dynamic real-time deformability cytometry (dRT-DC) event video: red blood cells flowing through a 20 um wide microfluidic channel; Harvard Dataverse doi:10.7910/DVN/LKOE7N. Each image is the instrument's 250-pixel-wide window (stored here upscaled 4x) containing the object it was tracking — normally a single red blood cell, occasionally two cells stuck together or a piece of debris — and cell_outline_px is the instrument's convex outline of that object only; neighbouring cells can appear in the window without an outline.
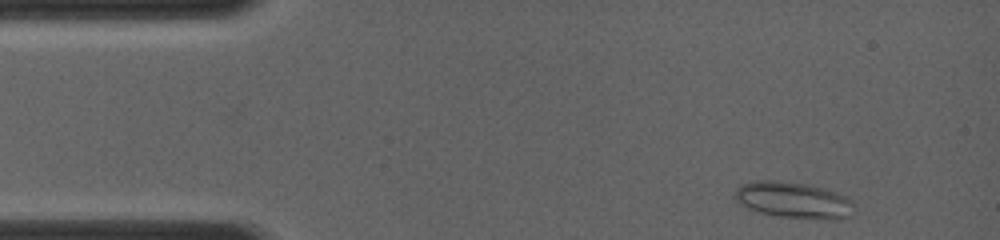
{"species": "common noctule bat (a hibernating species)", "species_latin": "Nyctalus noctula", "temperature_condition": "room temperature", "stored_images_in_passage": 23, "camera_frame_rate_fps": 4000, "um_per_image_px": 0.085, "animal": {"sex": "female", "body_mass_g": 19.0, "forearm_length_mm": 56.7}, "frame": {"image": 1, "passage_image": 1, "time_ms": 0.0, "image_size_px": [1000, 240], "cell_outline_px": [[852, 216], [836, 220], [784, 216], [764, 212], [752, 208], [736, 200], [732, 196], [736, 188], [740, 184], [756, 180], [772, 180], [808, 184], [824, 188], [848, 196], [852, 200]], "centroid_in_image_um": [67.49, 16.98], "position_along_channel_um": 17.5, "area_um2": 24.91}}
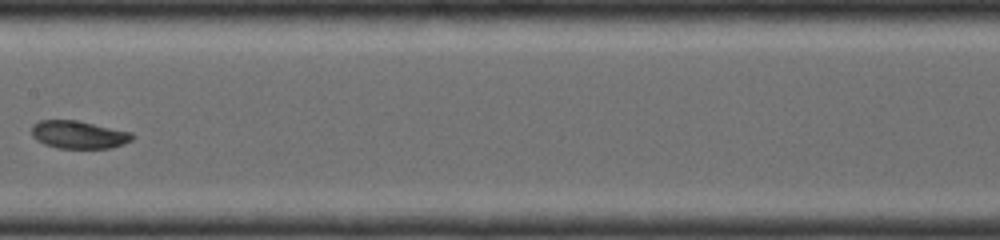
{"frame": {"image": 2, "passage_image": 12, "time_ms": 5.75, "image_size_px": [1000, 240], "cell_outline_px": [[136, 136], [132, 140], [124, 144], [112, 148], [56, 148], [44, 144], [36, 140], [32, 136], [32, 124], [40, 120], [76, 120], [132, 132]], "centroid_in_image_um": [6.7, 11.45], "position_along_channel_um": 200.7, "area_um2": 16.47}}
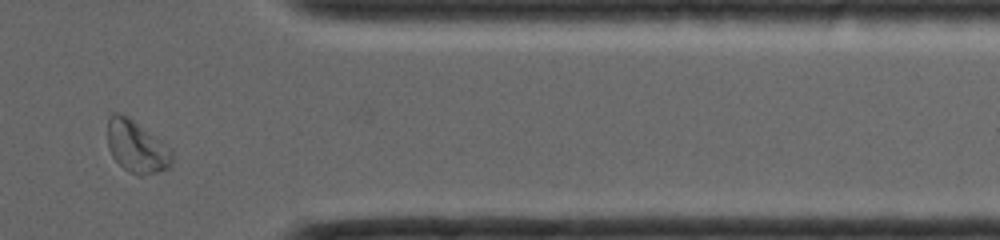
{"frame": {"image": 3, "passage_image": 21, "time_ms": 10.25, "image_size_px": [1000, 240], "cell_outline_px": [[172, 168], [140, 176], [128, 172], [112, 156], [108, 148], [108, 116], [112, 112], [120, 112], [128, 116], [172, 148]], "centroid_in_image_um": [11.62, 12.46], "position_along_channel_um": 399.8, "area_um2": 19.88}}